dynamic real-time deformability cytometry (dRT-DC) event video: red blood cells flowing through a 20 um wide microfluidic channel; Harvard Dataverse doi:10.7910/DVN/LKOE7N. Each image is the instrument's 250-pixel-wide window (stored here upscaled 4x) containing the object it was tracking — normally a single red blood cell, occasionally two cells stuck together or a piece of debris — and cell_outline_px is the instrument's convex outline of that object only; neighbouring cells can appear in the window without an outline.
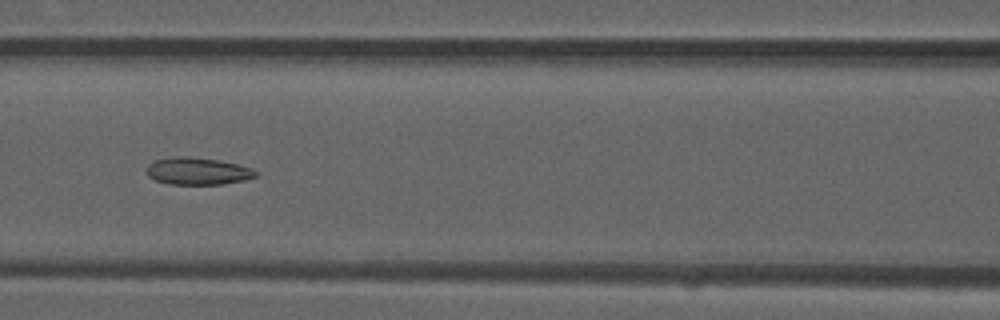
{"species": "common noctule bat (a hibernating species)", "species_latin": "Nyctalus noctula", "temperature_condition": "room temperature", "stored_images_in_passage": 9, "camera_frame_rate_fps": 3000, "um_per_image_px": 0.085, "animal": {"sex": "male", "forearm_length_mm": 52.5}, "frame": {"image": 1, "passage_image": 7, "time_ms": 2.0, "image_size_px": [1000, 320], "cell_outline_px": [[260, 172], [256, 176], [244, 180], [224, 184], [168, 184], [156, 180], [148, 176], [144, 168], [152, 160], [172, 156], [188, 156], [216, 160], [236, 164], [252, 168]], "centroid_in_image_um": [16.75, 14.54], "position_along_channel_um": 149.8, "area_um2": 17.51}}
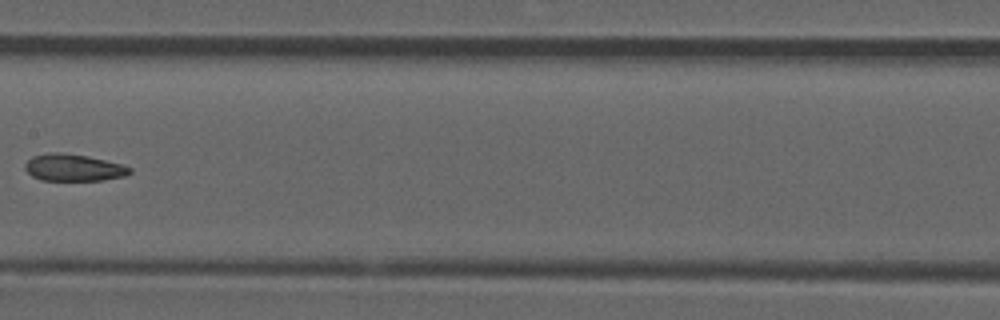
{"frame": {"image": 2, "passage_image": 8, "time_ms": 2.333, "image_size_px": [1000, 320], "cell_outline_px": [[132, 172], [124, 176], [104, 180], [40, 180], [32, 176], [24, 168], [24, 164], [32, 156], [48, 152], [56, 152], [88, 156], [120, 164], [132, 168]], "centroid_in_image_um": [6.22, 14.25], "position_along_channel_um": 201.2, "area_um2": 16.42}}
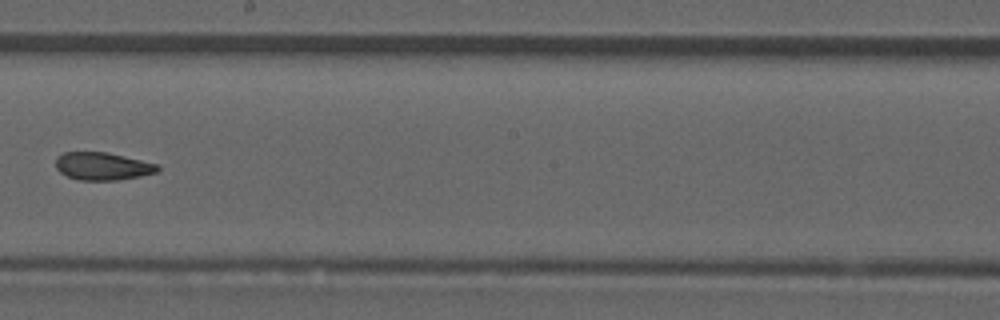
{"frame": {"image": 3, "passage_image": 9, "time_ms": 2.667, "image_size_px": [1000, 320], "cell_outline_px": [[160, 168], [156, 172], [140, 176], [116, 180], [80, 180], [68, 176], [60, 172], [56, 168], [56, 156], [64, 152], [108, 152], [156, 164]], "centroid_in_image_um": [8.68, 14.12], "position_along_channel_um": 239.5, "area_um2": 16.3}}